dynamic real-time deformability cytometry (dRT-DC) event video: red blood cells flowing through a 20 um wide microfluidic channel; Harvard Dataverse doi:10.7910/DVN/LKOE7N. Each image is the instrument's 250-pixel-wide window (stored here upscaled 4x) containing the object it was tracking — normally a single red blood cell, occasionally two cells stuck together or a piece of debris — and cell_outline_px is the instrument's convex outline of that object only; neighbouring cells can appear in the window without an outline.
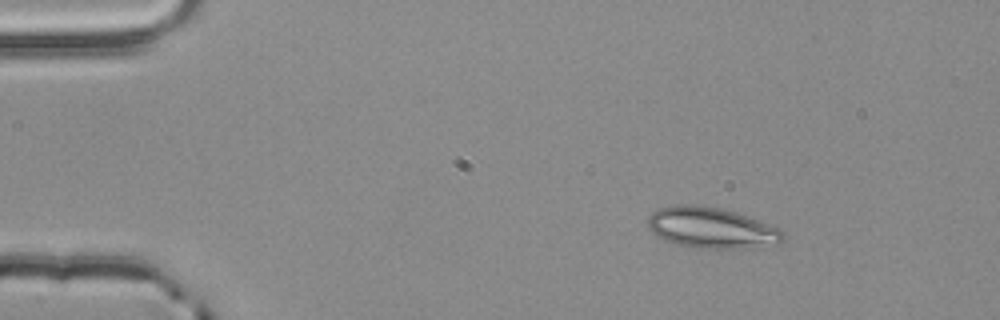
{"species": "common noctule bat (a hibernating species)", "species_latin": "Nyctalus noctula", "temperature_condition": "room temperature", "stored_images_in_passage": 47, "camera_frame_rate_fps": 3000, "um_per_image_px": 0.085, "animal": {"sex": "male", "body_mass_g": 20.4}, "frame": {"image": 1, "passage_image": 1, "time_ms": 0.0, "image_size_px": [1000, 320], "cell_outline_px": [[784, 236], [780, 240], [748, 248], [704, 248], [676, 244], [664, 240], [656, 236], [648, 228], [648, 216], [652, 212], [660, 208], [676, 204], [692, 204], [720, 208], [736, 212], [768, 224], [784, 232]], "centroid_in_image_um": [60.36, 19.34], "position_along_channel_um": 24.6, "area_um2": 31.62}}
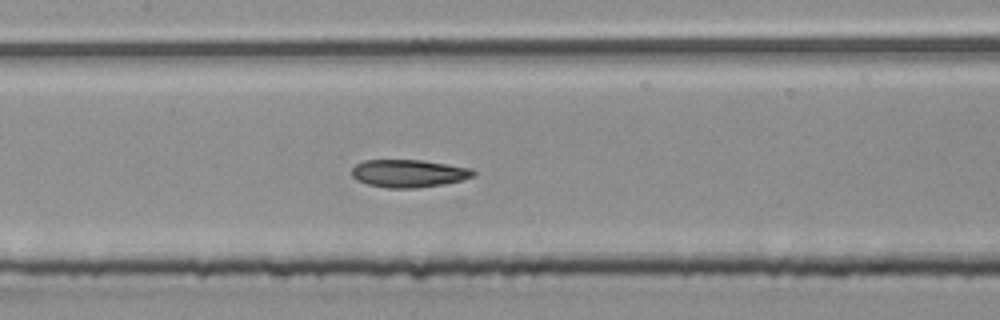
{"frame": {"image": 2, "passage_image": 19, "time_ms": 6.0, "image_size_px": [1000, 320], "cell_outline_px": [[476, 176], [444, 184], [416, 188], [388, 188], [368, 184], [356, 180], [352, 176], [352, 168], [356, 164], [364, 160], [420, 160], [472, 168], [476, 172]], "centroid_in_image_um": [34.74, 14.74], "position_along_channel_um": 172.7, "area_um2": 19.65}}
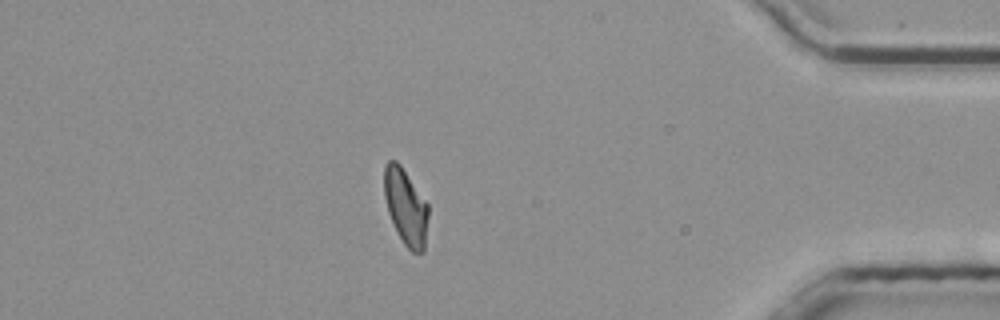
{"frame": {"image": 3, "passage_image": 40, "time_ms": 13.0, "image_size_px": [1000, 320], "cell_outline_px": [[428, 216], [424, 252], [412, 252], [404, 244], [388, 212], [384, 196], [384, 164], [388, 160], [396, 160], [400, 164], [428, 204]], "centroid_in_image_um": [34.48, 17.55], "position_along_channel_um": 400.7, "area_um2": 19.36}, "authors_computed_cell_mechanics": {"area_um2": 19.652, "velocity_mm_per_s": 3.855, "shape_relaxation_time_tau1_ms": null, "shape_relaxation_time_tau2_ms": 3.8035, "deformation_change_tau1": null, "deformation_change_tau2": 0.1048}}